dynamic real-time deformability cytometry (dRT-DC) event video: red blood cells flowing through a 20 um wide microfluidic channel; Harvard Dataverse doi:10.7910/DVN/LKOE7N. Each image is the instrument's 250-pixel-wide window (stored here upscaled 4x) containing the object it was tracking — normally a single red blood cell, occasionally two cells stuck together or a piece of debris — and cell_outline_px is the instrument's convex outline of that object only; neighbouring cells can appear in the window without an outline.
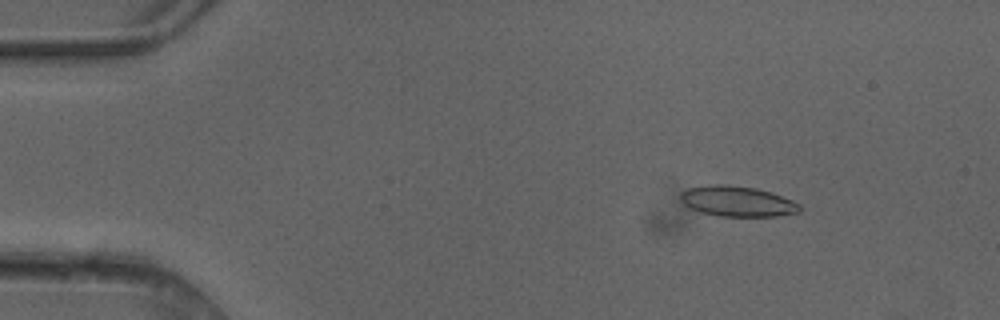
{"species": "common noctule bat (a hibernating species)", "species_latin": "Nyctalus noctula", "temperature_condition": "cold", "stored_images_in_passage": 4, "camera_frame_rate_fps": 3000, "um_per_image_px": 0.085, "animal": {"sex": "female"}, "frame": {"image": 1, "passage_image": 2, "time_ms": 0.333, "image_size_px": [1000, 320], "cell_outline_px": [[800, 212], [776, 216], [720, 216], [700, 212], [684, 204], [680, 200], [680, 192], [688, 188], [708, 184], [724, 184], [756, 188], [772, 192], [792, 200], [800, 204]], "centroid_in_image_um": [62.66, 17.1], "position_along_channel_um": 22.3, "area_um2": 21.21}}